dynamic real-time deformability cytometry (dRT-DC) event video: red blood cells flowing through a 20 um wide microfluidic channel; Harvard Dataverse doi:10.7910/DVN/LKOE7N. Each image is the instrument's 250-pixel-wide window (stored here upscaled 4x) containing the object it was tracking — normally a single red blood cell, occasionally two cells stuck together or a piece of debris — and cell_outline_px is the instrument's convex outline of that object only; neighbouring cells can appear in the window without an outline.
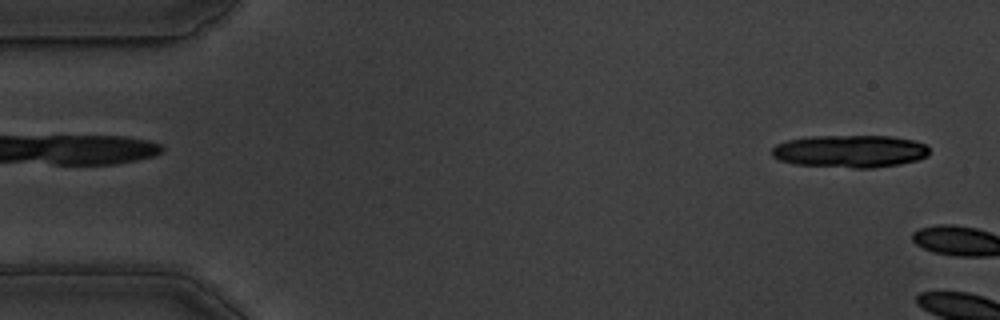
{"species": "common noctule bat (a hibernating species)", "species_latin": "Nyctalus noctula", "temperature_condition": "warm", "stored_images_in_passage": 5, "camera_frame_rate_fps": 3000, "um_per_image_px": 0.085, "animal": {"sex": "male", "body_mass_g": 19.5, "forearm_length_mm": 54.6}, "frame": {"image": 1, "passage_image": 2, "time_ms": 0.333, "image_size_px": [1000, 320], "cell_outline_px": [[928, 156], [916, 160], [900, 164], [872, 168], [852, 168], [792, 164], [780, 160], [772, 156], [772, 148], [776, 144], [788, 140], [804, 136], [892, 136], [912, 140], [924, 144], [928, 148]], "centroid_in_image_um": [72.21, 12.86], "position_along_channel_um": 12.8, "area_um2": 30.0}}